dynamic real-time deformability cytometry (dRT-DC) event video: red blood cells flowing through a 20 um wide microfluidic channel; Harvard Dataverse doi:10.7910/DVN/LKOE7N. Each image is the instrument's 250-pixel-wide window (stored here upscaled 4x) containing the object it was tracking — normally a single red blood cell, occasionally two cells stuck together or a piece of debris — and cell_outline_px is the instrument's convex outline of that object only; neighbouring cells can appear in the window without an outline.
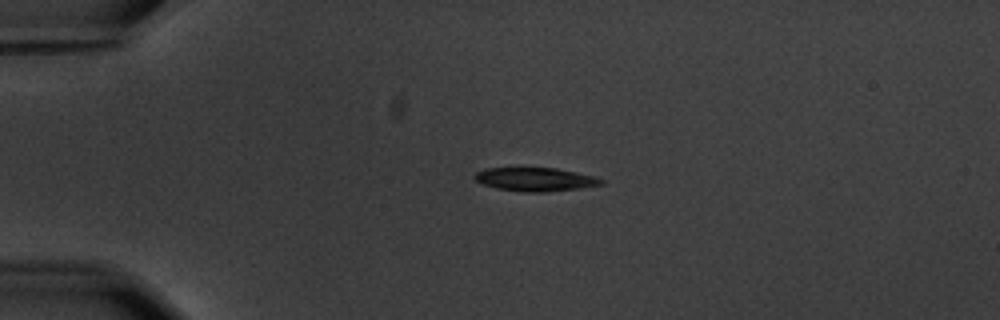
{"species": "common noctule bat (a hibernating species)", "species_latin": "Nyctalus noctula", "temperature_condition": "warm", "stored_images_in_passage": 4, "camera_frame_rate_fps": 3000, "um_per_image_px": 0.085, "animal": {"sex": "male", "body_mass_g": 20.1, "forearm_length_mm": 53.5}, "frame": {"image": 1, "passage_image": 3, "time_ms": 3.0, "image_size_px": [1000, 320], "cell_outline_px": [[604, 184], [580, 188], [548, 192], [524, 192], [496, 188], [484, 184], [476, 180], [472, 176], [476, 172], [484, 168], [556, 168], [596, 176], [604, 180]], "centroid_in_image_um": [45.52, 15.24], "position_along_channel_um": 39.5, "area_um2": 17.46}}